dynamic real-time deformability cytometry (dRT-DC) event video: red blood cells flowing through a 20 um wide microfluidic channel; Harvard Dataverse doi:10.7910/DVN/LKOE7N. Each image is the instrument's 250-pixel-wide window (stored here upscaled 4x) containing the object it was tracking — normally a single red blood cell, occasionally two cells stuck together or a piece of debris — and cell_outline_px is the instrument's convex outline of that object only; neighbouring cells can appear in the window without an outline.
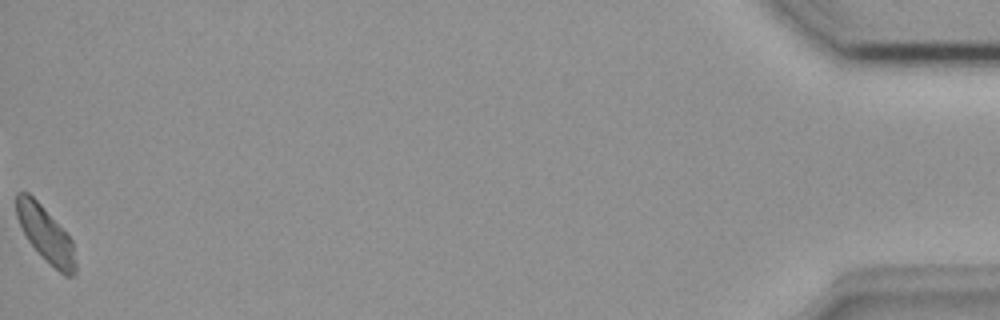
{"species": "common noctule bat (a hibernating species)", "species_latin": "Nyctalus noctula", "temperature_condition": "room temperature", "stored_images_in_passage": 41, "camera_frame_rate_fps": 3000, "um_per_image_px": 0.085, "animal": {"sex": "female", "body_mass_g": 18.4}, "frame": {"image": 1, "passage_image": 41, "time_ms": 13.333, "image_size_px": [1000, 320], "cell_outline_px": [[76, 276], [64, 276], [28, 240], [16, 216], [16, 192], [28, 192], [40, 204], [72, 240], [76, 264]], "centroid_in_image_um": [3.89, 19.9], "position_along_channel_um": 431.3, "area_um2": 18.38}}